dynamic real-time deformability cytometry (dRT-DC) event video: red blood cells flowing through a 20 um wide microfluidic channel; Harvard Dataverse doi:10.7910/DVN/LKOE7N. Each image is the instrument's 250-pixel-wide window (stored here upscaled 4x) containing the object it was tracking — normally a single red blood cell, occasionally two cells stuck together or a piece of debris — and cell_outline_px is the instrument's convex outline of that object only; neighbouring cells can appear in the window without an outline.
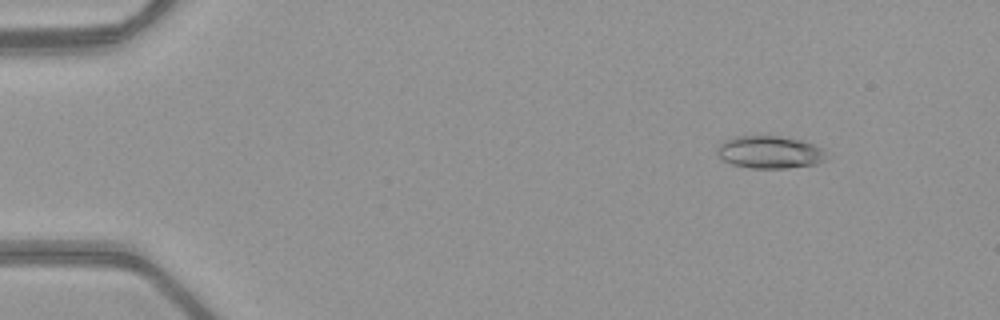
{"species": "common noctule bat (a hibernating species)", "species_latin": "Nyctalus noctula", "temperature_condition": "warm", "stored_images_in_passage": 48, "camera_frame_rate_fps": 3000, "um_per_image_px": 0.085, "animal": {"sex": "female", "body_mass_g": 21.9}, "frame": {"image": 1, "passage_image": 3, "time_ms": 0.667, "image_size_px": [1000, 320], "cell_outline_px": [[828, 160], [816, 164], [788, 168], [748, 168], [732, 164], [724, 160], [716, 152], [716, 148], [724, 140], [736, 136], [776, 136], [804, 140], [820, 148], [824, 152]], "centroid_in_image_um": [65.43, 12.94], "position_along_channel_um": 19.6, "area_um2": 20.75}}
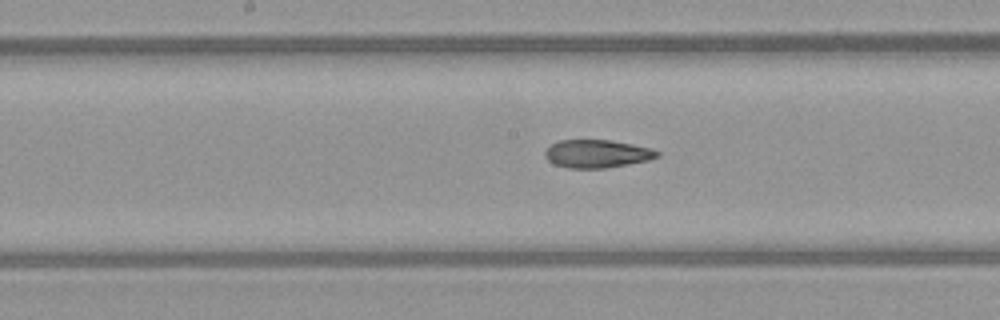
{"frame": {"image": 2, "passage_image": 24, "time_ms": 7.667, "image_size_px": [1000, 320], "cell_outline_px": [[660, 156], [648, 160], [628, 164], [604, 168], [568, 168], [556, 164], [548, 160], [544, 156], [544, 152], [552, 144], [560, 140], [612, 140], [652, 148], [660, 152]], "centroid_in_image_um": [50.77, 13.06], "position_along_channel_um": 197.4, "area_um2": 18.26}}
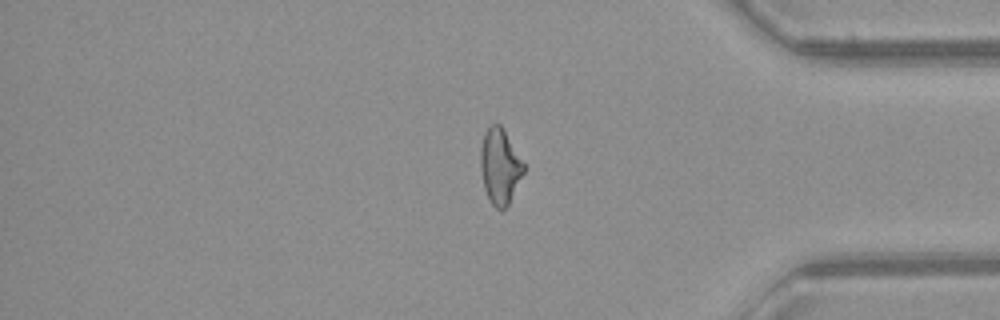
{"frame": {"image": 3, "passage_image": 40, "time_ms": 13.0, "image_size_px": [1000, 320], "cell_outline_px": [[524, 172], [508, 204], [504, 208], [496, 208], [488, 200], [484, 188], [480, 168], [480, 148], [484, 132], [488, 124], [500, 124], [504, 128], [524, 164]], "centroid_in_image_um": [42.46, 14.09], "position_along_channel_um": 392.7, "area_um2": 19.02}, "authors_computed_cell_mechanics": {"area_um2": 19.4497, "velocity_mm_per_s": 4.0553, "shape_relaxation_time_tau1_ms": null, "shape_relaxation_time_tau2_ms": 2.8225, "deformation_change_tau1": null, "deformation_change_tau2": 0.1146}}